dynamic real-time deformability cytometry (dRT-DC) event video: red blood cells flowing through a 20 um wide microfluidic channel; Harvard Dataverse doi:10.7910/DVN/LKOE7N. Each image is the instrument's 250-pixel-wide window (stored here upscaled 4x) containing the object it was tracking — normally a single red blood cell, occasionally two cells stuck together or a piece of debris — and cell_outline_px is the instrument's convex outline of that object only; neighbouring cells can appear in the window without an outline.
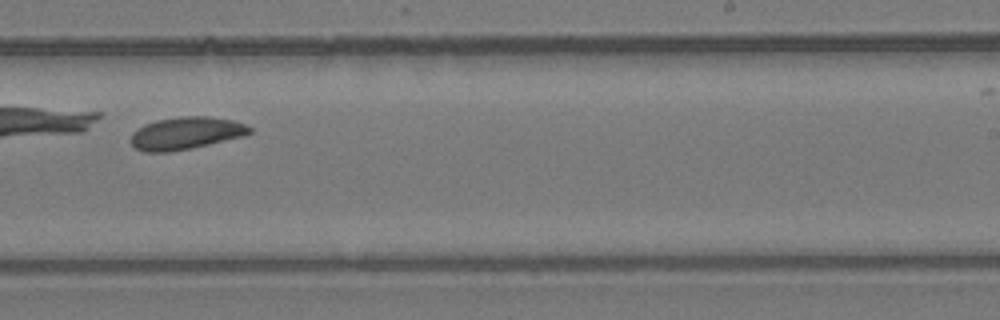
{"species": "common noctule bat (a hibernating species)", "species_latin": "Nyctalus noctula", "temperature_condition": "room temperature", "stored_images_in_passage": 35, "camera_frame_rate_fps": 3000, "um_per_image_px": 0.085, "animal": {"sex": "female", "body_mass_g": 24.6, "forearm_length_mm": 56.2}, "frame": {"image": 1, "passage_image": 20, "time_ms": 6.333, "image_size_px": [1000, 320], "cell_outline_px": [[252, 132], [248, 136], [192, 148], [168, 152], [144, 152], [136, 148], [132, 144], [132, 132], [144, 124], [156, 120], [180, 116], [208, 116], [232, 120], [248, 124], [252, 128]], "centroid_in_image_um": [15.87, 11.32], "position_along_channel_um": 273.1, "area_um2": 22.77}}
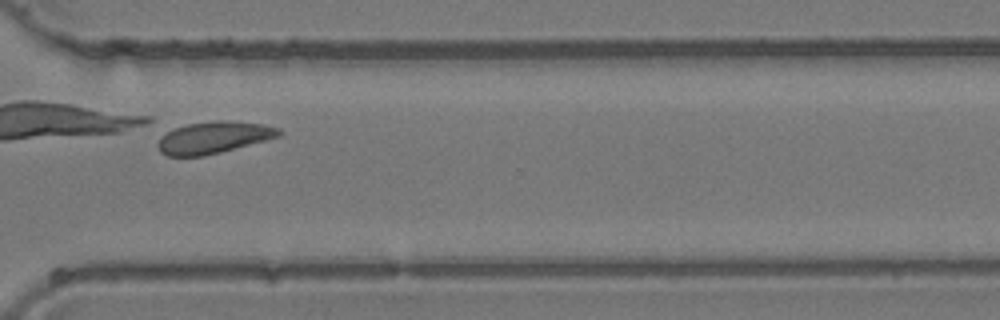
{"frame": {"image": 2, "passage_image": 25, "time_ms": 8.0, "image_size_px": [1000, 320], "cell_outline_px": [[284, 132], [280, 136], [220, 152], [204, 156], [168, 156], [160, 152], [156, 144], [160, 136], [172, 128], [188, 124], [216, 120], [224, 120], [264, 124], [280, 128]], "centroid_in_image_um": [18.14, 11.68], "position_along_channel_um": 352.5, "area_um2": 22.6}}